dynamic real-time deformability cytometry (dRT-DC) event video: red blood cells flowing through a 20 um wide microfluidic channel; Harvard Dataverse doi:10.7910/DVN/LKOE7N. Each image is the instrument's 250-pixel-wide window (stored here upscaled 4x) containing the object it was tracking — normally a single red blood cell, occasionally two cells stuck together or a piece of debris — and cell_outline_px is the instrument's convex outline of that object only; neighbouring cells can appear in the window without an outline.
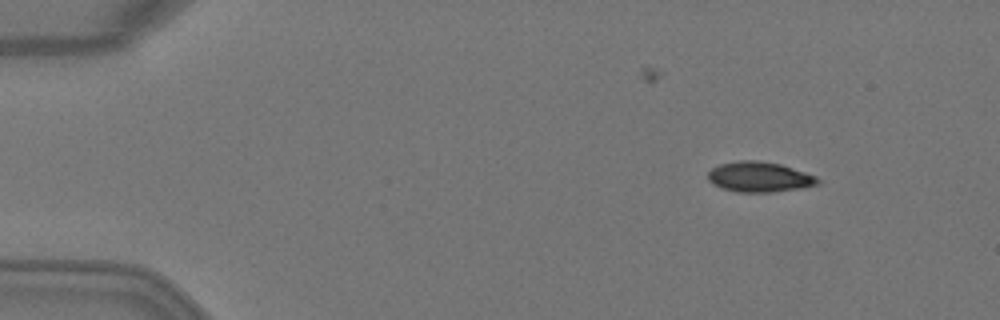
{"species": "Egyptian fruit bat (a non-hibernating species)", "species_latin": "Rousettus aegyptiacus", "temperature_condition": "warm", "stored_images_in_passage": 5, "camera_frame_rate_fps": 3000, "um_per_image_px": 0.085, "animal": {"sex": "female"}, "frame": {"image": 1, "passage_image": 1, "time_ms": 0.0, "image_size_px": [1000, 320], "cell_outline_px": [[820, 184], [800, 188], [772, 192], [736, 192], [712, 184], [708, 180], [708, 172], [712, 168], [720, 164], [740, 160], [756, 160], [780, 164], [816, 176], [820, 180]], "centroid_in_image_um": [64.54, 15.04], "position_along_channel_um": 20.5, "area_um2": 19.25}}
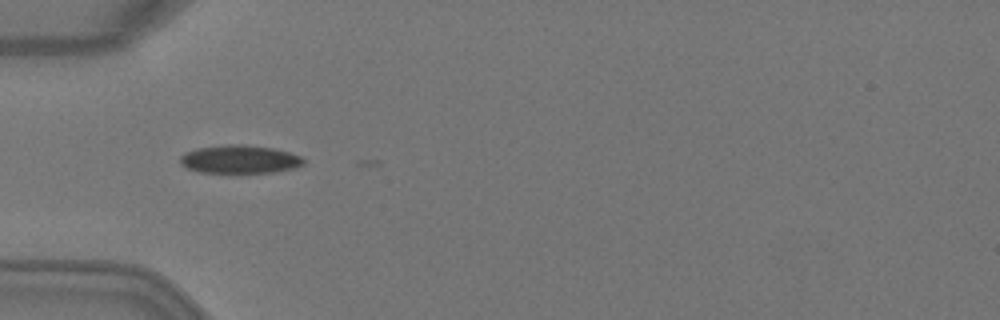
{"frame": {"image": 2, "passage_image": 4, "time_ms": 1.0, "image_size_px": [1000, 320], "cell_outline_px": [[304, 164], [296, 168], [272, 172], [200, 172], [188, 168], [180, 164], [180, 156], [184, 152], [196, 148], [224, 144], [244, 144], [272, 148], [288, 152], [300, 156], [304, 160]], "centroid_in_image_um": [20.35, 13.52], "position_along_channel_um": 64.7, "area_um2": 20.29}}